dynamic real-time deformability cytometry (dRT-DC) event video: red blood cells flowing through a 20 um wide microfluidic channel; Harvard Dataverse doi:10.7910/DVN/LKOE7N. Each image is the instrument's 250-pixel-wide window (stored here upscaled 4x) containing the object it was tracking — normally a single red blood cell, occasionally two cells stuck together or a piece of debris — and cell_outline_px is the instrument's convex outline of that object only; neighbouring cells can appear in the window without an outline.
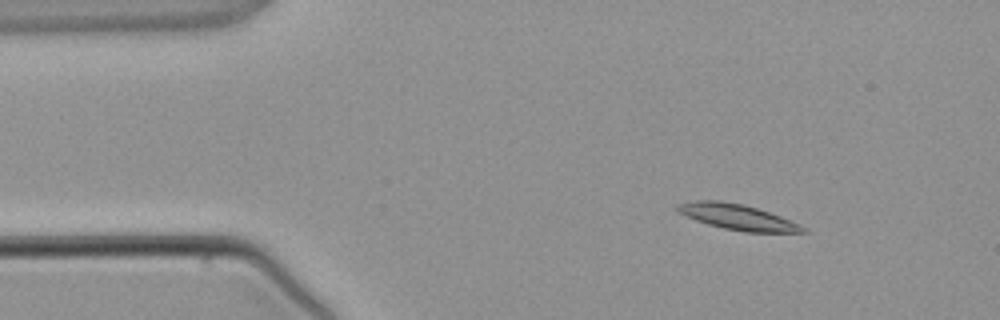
{"species": "common noctule bat (a hibernating species)", "species_latin": "Nyctalus noctula", "temperature_condition": "warm", "stored_images_in_passage": 4, "camera_frame_rate_fps": 3000, "um_per_image_px": 0.085, "animal": {"sex": "male", "body_mass_g": 21.5, "forearm_length_mm": 52.0}, "frame": {"image": 1, "passage_image": 1, "time_ms": 0.0, "image_size_px": [1000, 320], "cell_outline_px": [[808, 232], [744, 232], [724, 228], [708, 224], [696, 220], [680, 212], [676, 208], [676, 204], [696, 200], [720, 200], [744, 204], [780, 216], [800, 224], [808, 228]], "centroid_in_image_um": [62.72, 18.44], "position_along_channel_um": 22.3, "area_um2": 18.55}}
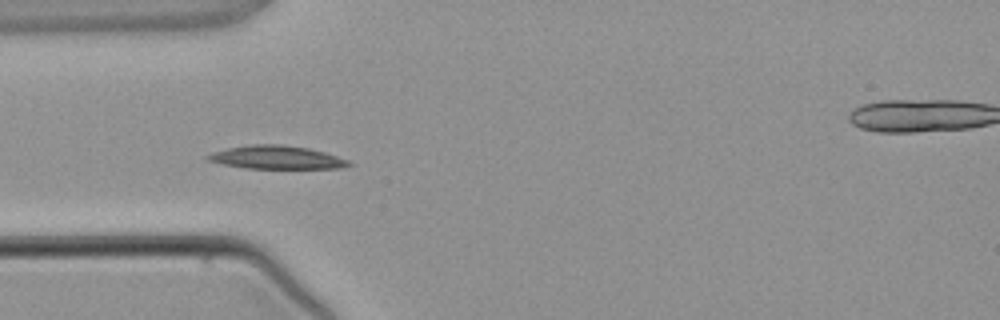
{"frame": {"image": 2, "passage_image": 3, "time_ms": 2.333, "image_size_px": [1000, 320], "cell_outline_px": [[352, 164], [344, 168], [244, 168], [224, 164], [208, 160], [204, 156], [212, 152], [228, 148], [252, 144], [280, 144], [308, 148], [324, 152], [348, 160]], "centroid_in_image_um": [23.49, 13.37], "position_along_channel_um": 61.5, "area_um2": 18.96}}
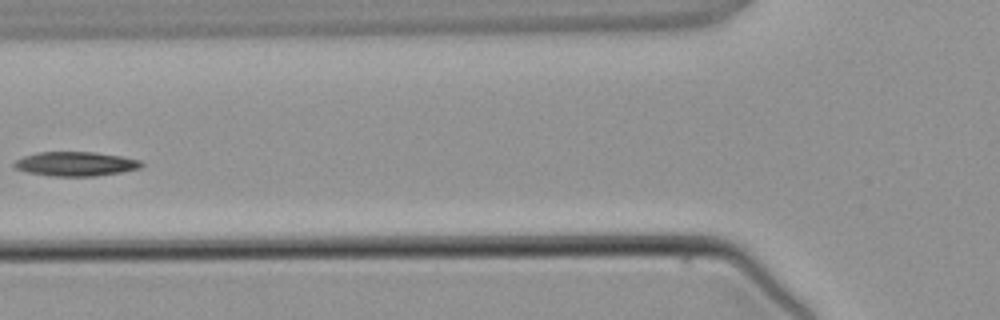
{"frame": {"image": 3, "passage_image": 4, "time_ms": 3.667, "image_size_px": [1000, 320], "cell_outline_px": [[144, 164], [140, 168], [120, 172], [96, 176], [52, 176], [28, 172], [12, 168], [12, 164], [16, 160], [24, 156], [40, 152], [96, 152], [120, 156], [140, 160]], "centroid_in_image_um": [6.41, 13.93], "position_along_channel_um": 119.4, "area_um2": 17.98}}